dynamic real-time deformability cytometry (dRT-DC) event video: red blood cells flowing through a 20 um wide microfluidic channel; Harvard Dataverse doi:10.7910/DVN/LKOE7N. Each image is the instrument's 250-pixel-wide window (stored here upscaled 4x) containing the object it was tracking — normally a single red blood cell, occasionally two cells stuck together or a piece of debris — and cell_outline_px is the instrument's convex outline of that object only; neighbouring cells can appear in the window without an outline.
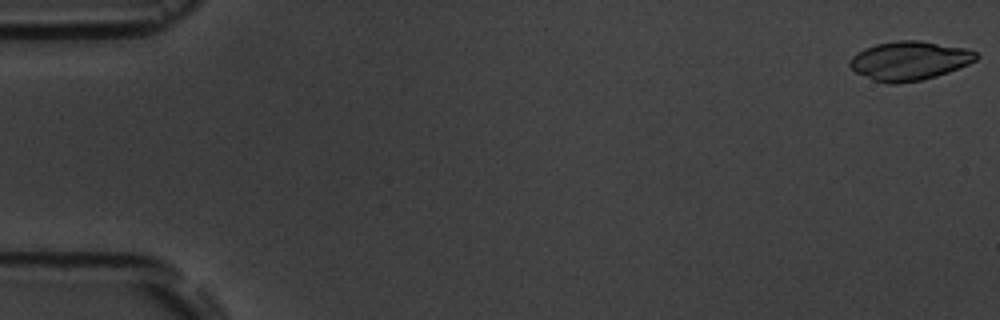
{"species": "common noctule bat (a hibernating species)", "species_latin": "Nyctalus noctula", "temperature_condition": "room temperature", "stored_images_in_passage": 5, "camera_frame_rate_fps": 3000, "um_per_image_px": 0.085, "animal": {"sex": "male", "body_mass_g": 19.5, "forearm_length_mm": 54.6}, "frame": {"image": 1, "passage_image": 1, "time_ms": 0.0, "image_size_px": [1000, 320], "cell_outline_px": [[980, 56], [976, 60], [968, 64], [948, 72], [936, 76], [920, 80], [896, 84], [888, 84], [876, 80], [856, 72], [848, 64], [852, 56], [864, 48], [876, 44], [896, 40], [920, 40], [968, 48], [976, 52]], "centroid_in_image_um": [77.33, 5.14], "position_along_channel_um": 7.7, "area_um2": 28.67}}